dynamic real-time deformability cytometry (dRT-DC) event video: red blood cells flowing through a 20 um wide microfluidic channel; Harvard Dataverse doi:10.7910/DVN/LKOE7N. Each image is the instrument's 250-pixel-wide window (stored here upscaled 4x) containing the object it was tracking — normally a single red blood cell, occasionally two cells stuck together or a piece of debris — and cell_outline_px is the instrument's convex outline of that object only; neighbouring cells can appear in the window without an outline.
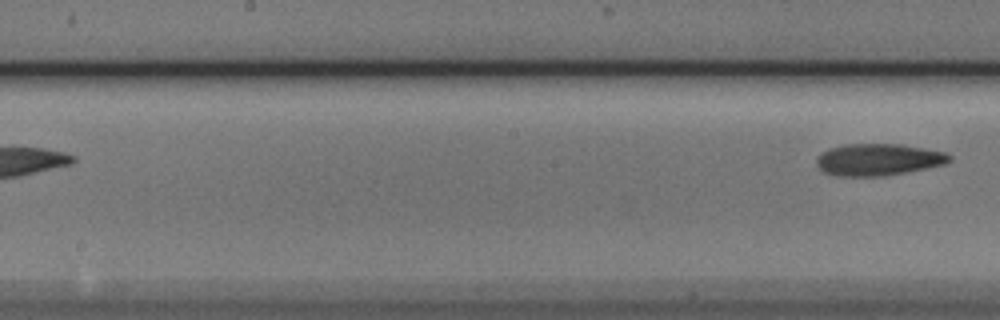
{"species": "Egyptian fruit bat (a non-hibernating species)", "species_latin": "Rousettus aegyptiacus", "temperature_condition": "cold", "stored_images_in_passage": 8, "segment_of_instrument_passage": [2, 2], "camera_frame_rate_fps": 3000, "um_per_image_px": 0.085, "animal": {"sex": "male"}, "frame": {"image": 1, "passage_image": 8, "time_ms": 2.333, "image_size_px": [1000, 320], "cell_outline_px": [[952, 160], [944, 164], [884, 176], [836, 176], [824, 172], [816, 164], [816, 156], [820, 152], [828, 148], [848, 144], [900, 144], [924, 148], [944, 152], [952, 156]], "centroid_in_image_um": [74.61, 13.56], "position_along_channel_um": 173.6, "area_um2": 24.68}}